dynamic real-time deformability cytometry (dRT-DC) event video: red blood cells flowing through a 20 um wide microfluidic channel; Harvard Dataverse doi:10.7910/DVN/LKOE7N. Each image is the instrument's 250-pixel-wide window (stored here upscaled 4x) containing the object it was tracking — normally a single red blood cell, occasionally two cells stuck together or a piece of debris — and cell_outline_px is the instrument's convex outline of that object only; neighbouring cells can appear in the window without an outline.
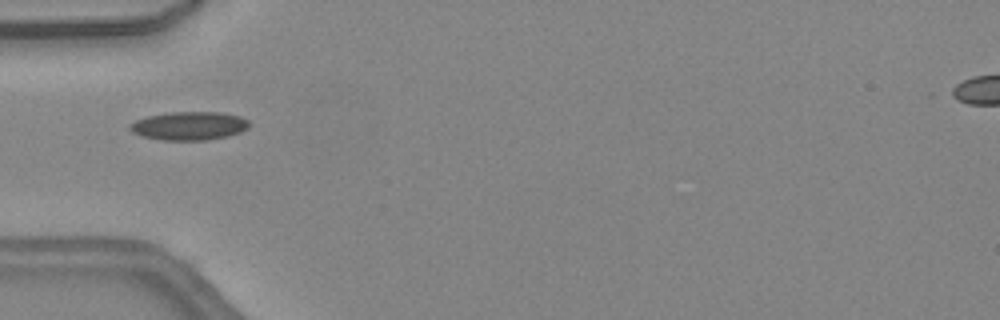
{"species": "common noctule bat (a hibernating species)", "species_latin": "Nyctalus noctula", "temperature_condition": "warm", "stored_images_in_passage": 32, "camera_frame_rate_fps": 3000, "um_per_image_px": 0.085, "animal": {"sex": "female", "body_mass_g": 24.6, "forearm_length_mm": 56.2}, "frame": {"image": 1, "passage_image": 1, "time_ms": 0.0, "image_size_px": [1000, 320], "cell_outline_px": [[248, 128], [240, 132], [228, 136], [208, 140], [160, 140], [140, 136], [132, 132], [128, 128], [128, 124], [136, 120], [148, 116], [172, 112], [220, 112], [240, 116], [248, 120]], "centroid_in_image_um": [16.05, 10.7], "position_along_channel_um": 69.0, "area_um2": 19.88}}
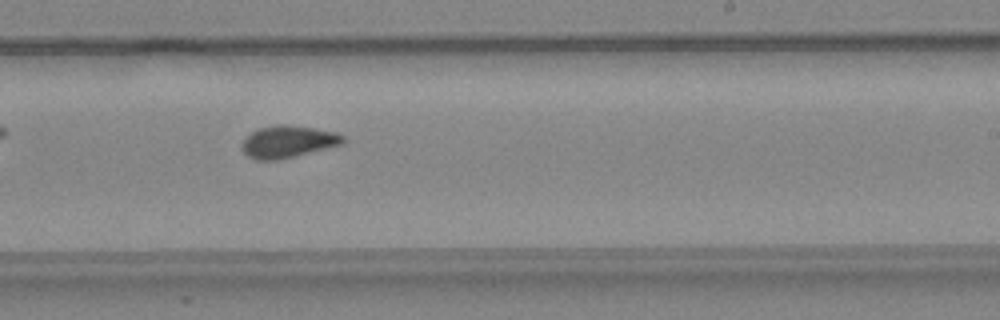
{"frame": {"image": 2, "passage_image": 14, "time_ms": 4.333, "image_size_px": [1000, 320], "cell_outline_px": [[344, 144], [280, 160], [256, 160], [248, 156], [240, 148], [244, 136], [260, 128], [280, 124], [284, 124], [312, 128], [336, 132], [344, 136]], "centroid_in_image_um": [24.46, 12.05], "position_along_channel_um": 264.5, "area_um2": 19.02}}
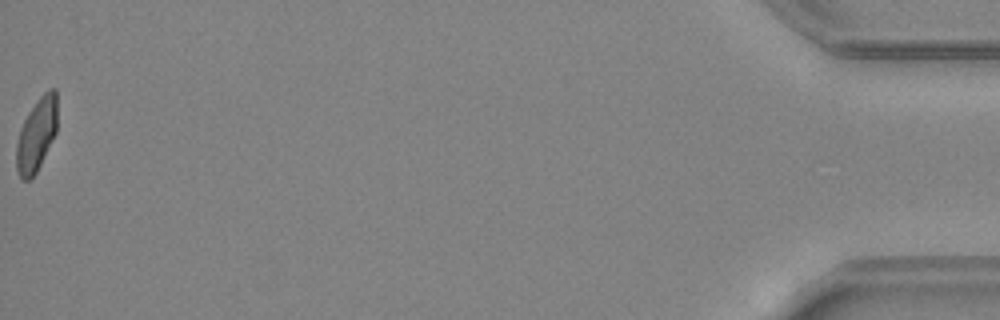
{"frame": {"image": 3, "passage_image": 32, "time_ms": 10.333, "image_size_px": [1000, 320], "cell_outline_px": [[56, 132], [36, 172], [28, 180], [24, 180], [20, 176], [16, 168], [16, 144], [20, 128], [28, 112], [40, 96], [48, 88], [56, 88]], "centroid_in_image_um": [3.09, 11.41], "position_along_channel_um": 432.1, "area_um2": 17.17}, "authors_computed_cell_mechanics": {"area_um2": 18.1203, "velocity_mm_per_s": 4.5006, "shape_relaxation_time_tau1_ms": 8.8212, "shape_relaxation_time_tau2_ms": 1.1045, "deformation_change_tau1": 0.2323, "deformation_change_tau2": 0.0673}}